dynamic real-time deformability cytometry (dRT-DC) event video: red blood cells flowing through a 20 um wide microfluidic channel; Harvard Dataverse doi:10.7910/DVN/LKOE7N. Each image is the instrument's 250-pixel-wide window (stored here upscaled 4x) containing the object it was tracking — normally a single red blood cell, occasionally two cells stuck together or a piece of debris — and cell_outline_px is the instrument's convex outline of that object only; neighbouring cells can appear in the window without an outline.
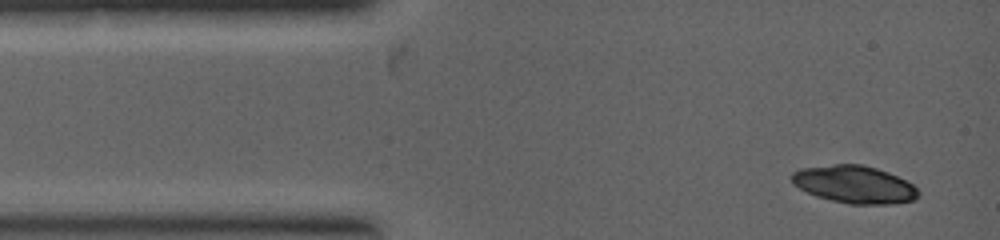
{"species": "common noctule bat (a hibernating species)", "species_latin": "Nyctalus noctula", "temperature_condition": "warm", "stored_images_in_passage": 4, "camera_frame_rate_fps": 5000, "um_per_image_px": 0.085, "animal": {"sex": "female", "body_mass_g": 19.0, "forearm_length_mm": 53.3}, "frame": {"image": 1, "passage_image": 1, "time_ms": 0.0, "image_size_px": [1000, 240], "cell_outline_px": [[920, 196], [912, 200], [888, 204], [848, 204], [816, 196], [792, 184], [788, 176], [792, 172], [800, 168], [836, 164], [860, 164], [876, 168], [888, 172], [912, 184], [920, 192]], "centroid_in_image_um": [72.58, 15.67], "position_along_channel_um": 12.4, "area_um2": 27.69}}